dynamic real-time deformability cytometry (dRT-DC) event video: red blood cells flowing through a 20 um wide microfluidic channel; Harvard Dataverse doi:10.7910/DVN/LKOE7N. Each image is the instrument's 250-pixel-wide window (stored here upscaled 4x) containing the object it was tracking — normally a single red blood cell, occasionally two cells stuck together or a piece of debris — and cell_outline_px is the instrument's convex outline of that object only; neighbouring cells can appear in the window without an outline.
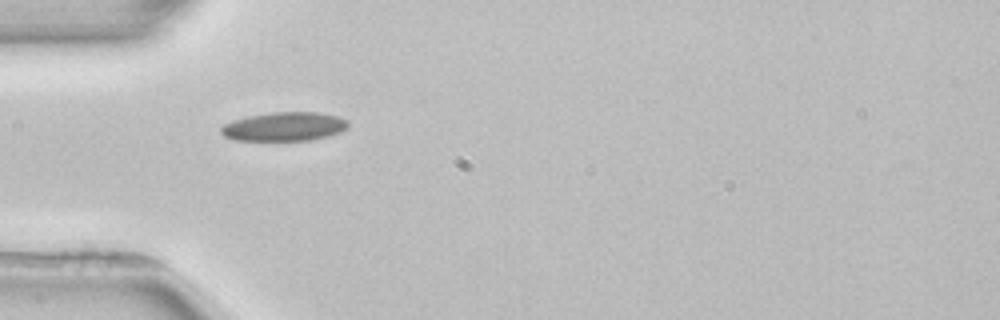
{"species": "common noctule bat (a hibernating species)", "species_latin": "Nyctalus noctula", "temperature_condition": "room temperature", "stored_images_in_passage": 2, "camera_frame_rate_fps": 3000, "um_per_image_px": 0.085, "animal": {"sex": "female", "body_mass_g": 22.7, "forearm_length_mm": 54.2}, "frame": {"image": 1, "passage_image": 1, "time_ms": 0.0, "image_size_px": [1000, 320], "cell_outline_px": [[348, 128], [340, 132], [328, 136], [312, 140], [232, 140], [224, 136], [220, 132], [220, 128], [224, 124], [232, 120], [248, 116], [272, 112], [320, 112], [336, 116], [348, 120]], "centroid_in_image_um": [24.16, 10.76], "position_along_channel_um": 60.8, "area_um2": 21.5}}